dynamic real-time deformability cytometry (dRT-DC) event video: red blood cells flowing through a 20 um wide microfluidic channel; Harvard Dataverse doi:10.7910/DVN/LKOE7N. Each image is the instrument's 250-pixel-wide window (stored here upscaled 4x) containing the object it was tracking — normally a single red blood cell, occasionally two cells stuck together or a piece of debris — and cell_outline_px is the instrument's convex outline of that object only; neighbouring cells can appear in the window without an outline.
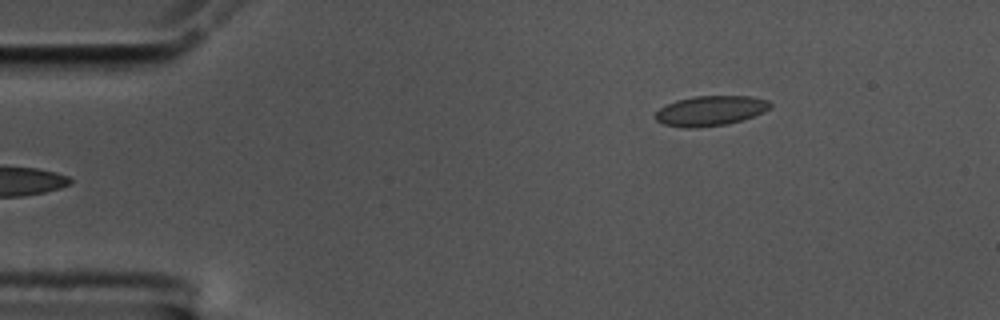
{"species": "common noctule bat (a hibernating species)", "species_latin": "Nyctalus noctula", "temperature_condition": "cold", "stored_images_in_passage": 49, "camera_frame_rate_fps": 3000, "um_per_image_px": 0.085, "animal": {"sex": "male", "body_mass_g": 17.5, "forearm_length_mm": 52.3}, "frame": {"image": 1, "passage_image": 1, "time_ms": 0.0, "image_size_px": [1000, 320], "cell_outline_px": [[772, 108], [764, 112], [728, 124], [696, 128], [684, 128], [664, 124], [656, 120], [652, 116], [660, 108], [676, 100], [692, 96], [748, 96], [768, 100], [772, 104]], "centroid_in_image_um": [60.37, 9.41], "position_along_channel_um": 24.6, "area_um2": 20.17}}
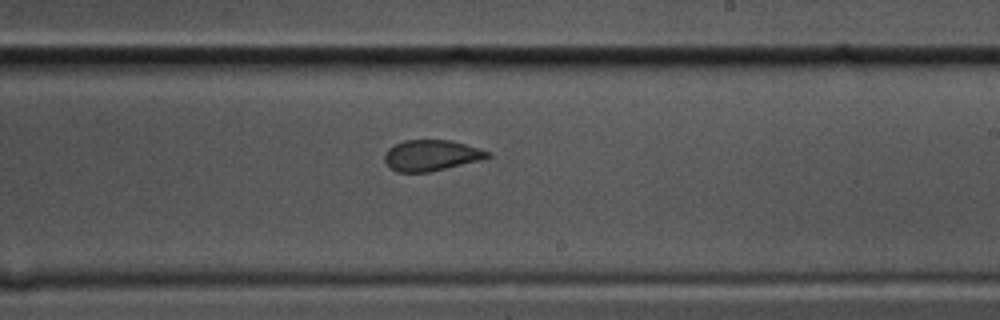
{"frame": {"image": 2, "passage_image": 26, "time_ms": 8.333, "image_size_px": [1000, 320], "cell_outline_px": [[492, 156], [480, 160], [428, 172], [396, 172], [384, 160], [384, 152], [388, 148], [404, 140], [452, 140], [492, 152]], "centroid_in_image_um": [36.66, 13.2], "position_along_channel_um": 252.3, "area_um2": 18.5}}
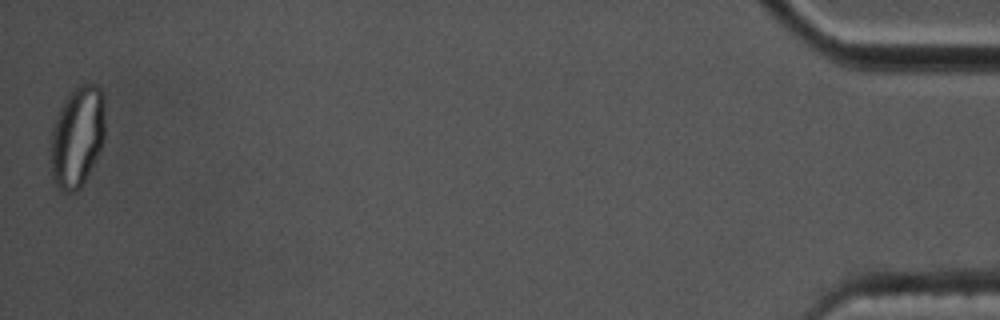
{"frame": {"image": 3, "passage_image": 49, "time_ms": 16.0, "image_size_px": [1000, 320], "cell_outline_px": [[104, 140], [80, 188], [76, 192], [64, 192], [56, 188], [52, 176], [52, 128], [60, 108], [64, 100], [80, 84], [96, 84], [100, 88], [104, 96]], "centroid_in_image_um": [6.57, 11.61], "position_along_channel_um": 428.6, "area_um2": 31.5}, "authors_computed_cell_mechanics": {"area_um2": 19.4208, "velocity_mm_per_s": 3.5254, "shape_relaxation_time_tau1_ms": null, "shape_relaxation_time_tau2_ms": 1.029, "deformation_change_tau1": null, "deformation_change_tau2": 0.0517}}